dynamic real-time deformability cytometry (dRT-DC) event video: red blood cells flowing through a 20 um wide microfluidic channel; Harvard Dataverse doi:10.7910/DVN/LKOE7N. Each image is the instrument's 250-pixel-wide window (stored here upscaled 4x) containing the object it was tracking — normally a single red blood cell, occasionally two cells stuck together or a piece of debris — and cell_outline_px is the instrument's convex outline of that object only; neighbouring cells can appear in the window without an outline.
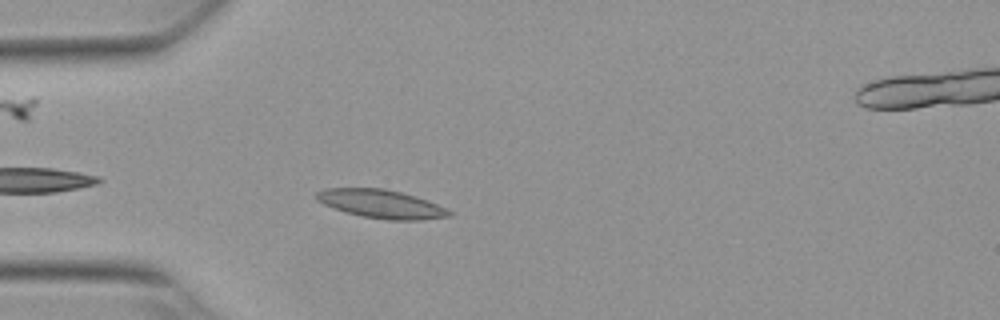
{"species": "Egyptian fruit bat (a non-hibernating species)", "species_latin": "Rousettus aegyptiacus", "temperature_condition": "warm", "stored_images_in_passage": 16, "camera_frame_rate_fps": 3000, "um_per_image_px": 0.085, "animal": {"sex": "female"}, "frame": {"image": 1, "passage_image": 4, "time_ms": 1.0, "image_size_px": [1000, 320], "cell_outline_px": [[452, 216], [420, 220], [388, 220], [360, 216], [344, 212], [332, 208], [316, 200], [316, 192], [324, 188], [384, 188], [416, 196], [448, 208], [452, 212]], "centroid_in_image_um": [32.4, 17.34], "position_along_channel_um": 52.6, "area_um2": 22.25}}
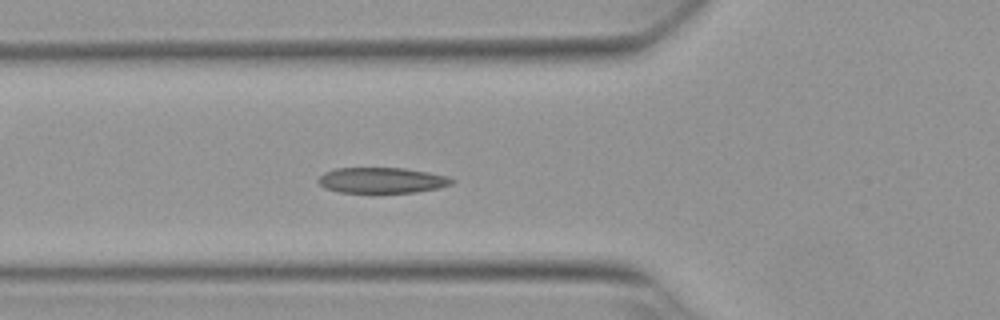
{"frame": {"image": 2, "passage_image": 8, "time_ms": 2.333, "image_size_px": [1000, 320], "cell_outline_px": [[456, 180], [452, 184], [436, 188], [416, 192], [340, 192], [324, 188], [316, 180], [324, 172], [336, 168], [404, 168], [428, 172], [448, 176]], "centroid_in_image_um": [32.45, 15.32], "position_along_channel_um": 93.4, "area_um2": 19.88}}
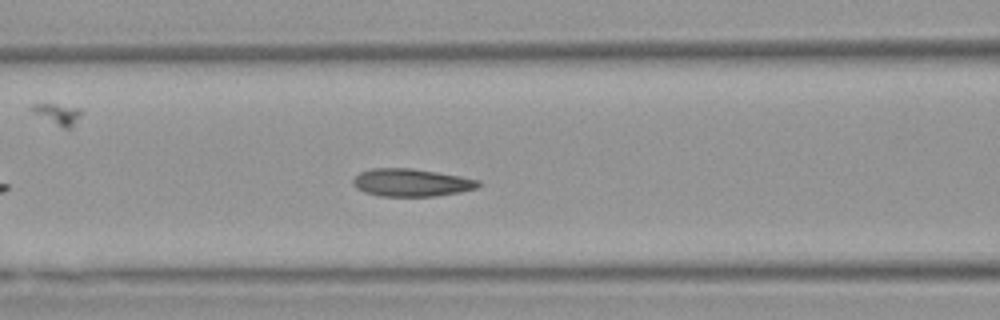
{"frame": {"image": 3, "passage_image": 11, "time_ms": 3.333, "image_size_px": [1000, 320], "cell_outline_px": [[484, 184], [476, 188], [460, 192], [436, 196], [380, 196], [364, 192], [356, 188], [352, 184], [352, 180], [360, 172], [372, 168], [412, 168], [460, 176], [480, 180]], "centroid_in_image_um": [34.98, 15.52], "position_along_channel_um": 131.6, "area_um2": 20.35}}